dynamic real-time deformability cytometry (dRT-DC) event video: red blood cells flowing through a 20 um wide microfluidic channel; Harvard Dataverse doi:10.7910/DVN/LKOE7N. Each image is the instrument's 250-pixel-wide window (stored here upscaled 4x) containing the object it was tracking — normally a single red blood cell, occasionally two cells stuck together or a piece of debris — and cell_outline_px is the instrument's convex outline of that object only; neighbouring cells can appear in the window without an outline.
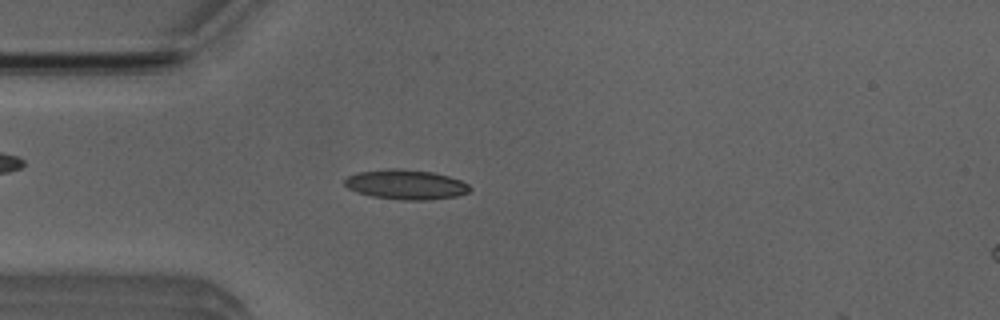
{"species": "Egyptian fruit bat (a non-hibernating species)", "species_latin": "Rousettus aegyptiacus", "temperature_condition": "room temperature", "stored_images_in_passage": 51, "camera_frame_rate_fps": 3000, "um_per_image_px": 0.085, "animal": {"sex": "male"}, "frame": {"image": 1, "passage_image": 13, "time_ms": 4.0, "image_size_px": [1000, 320], "cell_outline_px": [[472, 188], [468, 192], [456, 196], [428, 200], [404, 200], [372, 196], [356, 192], [348, 188], [344, 184], [344, 180], [348, 176], [356, 172], [384, 168], [400, 168], [432, 172], [448, 176], [460, 180], [468, 184]], "centroid_in_image_um": [34.47, 15.67], "position_along_channel_um": 50.5, "area_um2": 21.85}}
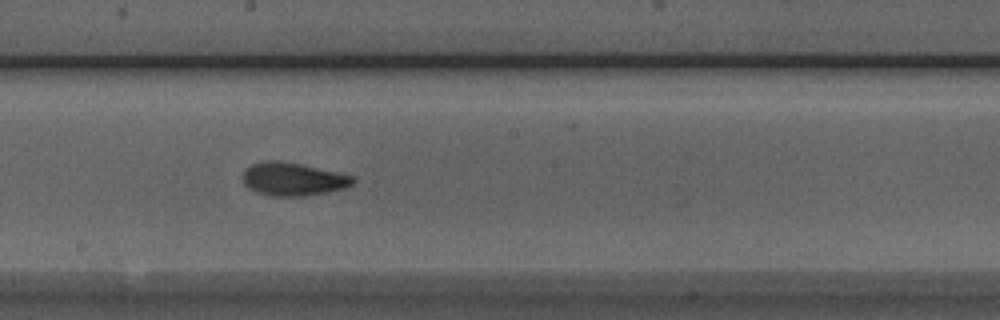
{"frame": {"image": 2, "passage_image": 27, "time_ms": 8.667, "image_size_px": [1000, 320], "cell_outline_px": [[356, 180], [352, 184], [344, 188], [328, 192], [304, 196], [272, 196], [256, 192], [248, 188], [244, 184], [240, 176], [244, 168], [252, 164], [264, 160], [280, 160], [300, 164], [336, 172], [352, 176]], "centroid_in_image_um": [24.83, 15.22], "position_along_channel_um": 223.4, "area_um2": 21.44}}
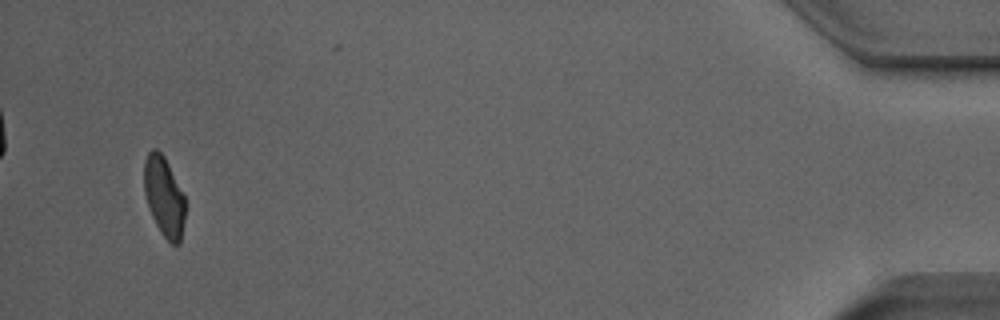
{"frame": {"image": 3, "passage_image": 49, "time_ms": 16.0, "image_size_px": [1000, 320], "cell_outline_px": [[184, 220], [180, 244], [172, 244], [160, 232], [148, 208], [144, 192], [144, 160], [148, 152], [152, 148], [156, 148], [164, 156], [184, 196]], "centroid_in_image_um": [13.92, 16.7], "position_along_channel_um": 421.3, "area_um2": 18.96}, "authors_computed_cell_mechanics": {"area_um2": 20.5768, "velocity_mm_per_s": 3.8778, "shape_relaxation_time_tau1_ms": 3.3677, "shape_relaxation_time_tau2_ms": 1.8564, "deformation_change_tau1": 0.1265, "deformation_change_tau2": 0.0792}}